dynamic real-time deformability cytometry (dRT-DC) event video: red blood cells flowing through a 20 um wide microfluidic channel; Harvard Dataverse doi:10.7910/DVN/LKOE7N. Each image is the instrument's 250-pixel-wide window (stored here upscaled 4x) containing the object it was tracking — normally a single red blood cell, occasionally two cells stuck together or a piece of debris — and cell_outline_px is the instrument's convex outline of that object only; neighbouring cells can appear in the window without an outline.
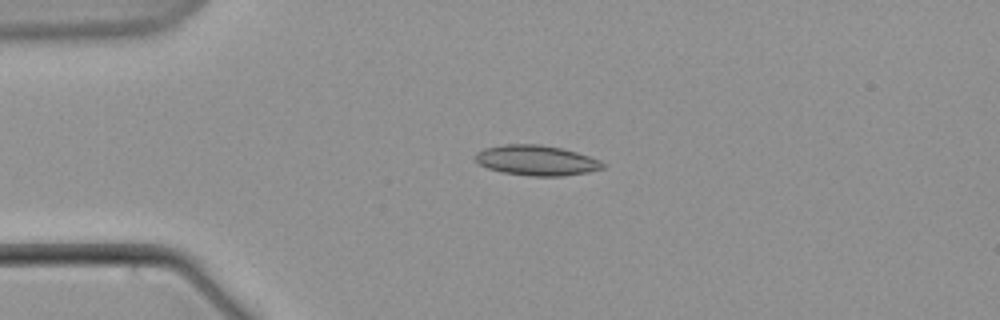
{"species": "common noctule bat (a hibernating species)", "species_latin": "Nyctalus noctula", "temperature_condition": "warm", "stored_images_in_passage": 5, "camera_frame_rate_fps": 3000, "um_per_image_px": 0.085, "animal": {"sex": "male", "body_mass_g": 21.5, "forearm_length_mm": 52.0}, "frame": {"image": 1, "passage_image": 4, "time_ms": 5.0, "image_size_px": [1000, 320], "cell_outline_px": [[608, 164], [604, 168], [588, 172], [564, 176], [532, 176], [504, 172], [488, 168], [480, 164], [476, 160], [476, 152], [484, 148], [504, 144], [540, 144], [564, 148], [600, 160]], "centroid_in_image_um": [45.64, 13.62], "position_along_channel_um": 39.4, "area_um2": 22.48}}